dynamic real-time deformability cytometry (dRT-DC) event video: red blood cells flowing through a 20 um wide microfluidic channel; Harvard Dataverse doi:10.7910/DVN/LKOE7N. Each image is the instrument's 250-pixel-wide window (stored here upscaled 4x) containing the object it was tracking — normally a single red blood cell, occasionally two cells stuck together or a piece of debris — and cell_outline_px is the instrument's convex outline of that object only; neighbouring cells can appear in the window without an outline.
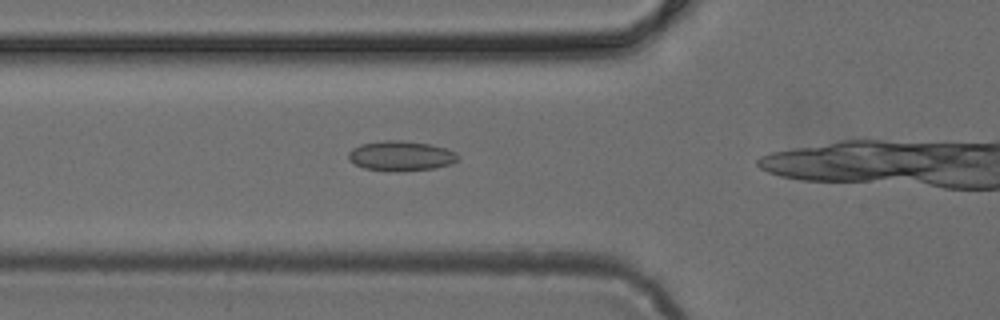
{"species": "common noctule bat (a hibernating species)", "species_latin": "Nyctalus noctula", "temperature_condition": "cold", "stored_images_in_passage": 15, "camera_frame_rate_fps": 3000, "um_per_image_px": 0.085, "animal": {"sex": "female", "body_mass_g": 24.6, "forearm_length_mm": 56.2}, "frame": {"image": 1, "passage_image": 11, "time_ms": 3.333, "image_size_px": [1000, 320], "cell_outline_px": [[460, 160], [452, 164], [432, 168], [388, 172], [364, 168], [348, 160], [348, 152], [352, 148], [360, 144], [384, 140], [400, 140], [432, 144], [448, 148], [456, 152], [460, 156]], "centroid_in_image_um": [34.1, 13.24], "position_along_channel_um": 91.7, "area_um2": 19.42}}